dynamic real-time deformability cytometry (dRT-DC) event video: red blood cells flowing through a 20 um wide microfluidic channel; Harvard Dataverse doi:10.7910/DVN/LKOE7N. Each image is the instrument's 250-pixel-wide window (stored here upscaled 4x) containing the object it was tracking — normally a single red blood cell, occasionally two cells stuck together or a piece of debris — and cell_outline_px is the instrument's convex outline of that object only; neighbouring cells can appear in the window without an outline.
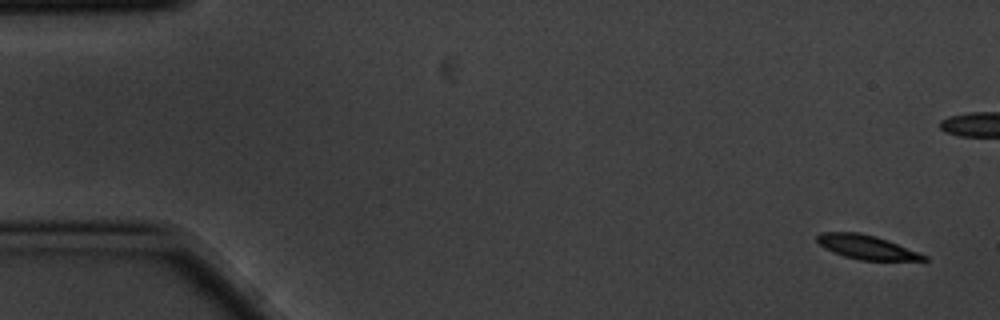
{"species": "common noctule bat (a hibernating species)", "species_latin": "Nyctalus noctula", "temperature_condition": "cold", "stored_images_in_passage": 5, "camera_frame_rate_fps": 3000, "um_per_image_px": 0.085, "animal": {"sex": "male", "body_mass_g": 20.1, "forearm_length_mm": 53.5}, "frame": {"image": 1, "passage_image": 1, "time_ms": 0.0, "image_size_px": [1000, 320], "cell_outline_px": [[928, 260], [860, 260], [844, 256], [832, 252], [824, 248], [816, 240], [816, 236], [820, 232], [860, 232], [876, 236], [888, 240], [928, 256]], "centroid_in_image_um": [73.63, 20.99], "position_along_channel_um": 11.4, "area_um2": 14.97}}
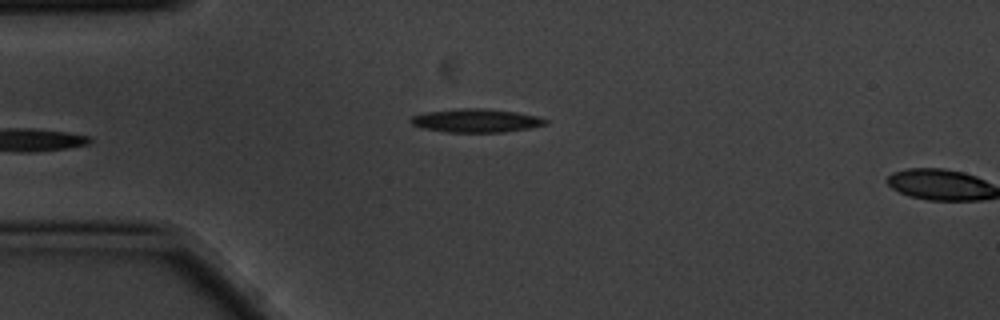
{"frame": {"image": 2, "passage_image": 5, "time_ms": 1.333, "image_size_px": [1000, 320], "cell_outline_px": [[548, 124], [528, 128], [504, 132], [448, 132], [424, 128], [412, 124], [408, 120], [412, 116], [424, 112], [464, 108], [480, 108], [516, 112], [536, 116], [548, 120]], "centroid_in_image_um": [40.46, 10.25], "position_along_channel_um": 44.5, "area_um2": 18.26}}